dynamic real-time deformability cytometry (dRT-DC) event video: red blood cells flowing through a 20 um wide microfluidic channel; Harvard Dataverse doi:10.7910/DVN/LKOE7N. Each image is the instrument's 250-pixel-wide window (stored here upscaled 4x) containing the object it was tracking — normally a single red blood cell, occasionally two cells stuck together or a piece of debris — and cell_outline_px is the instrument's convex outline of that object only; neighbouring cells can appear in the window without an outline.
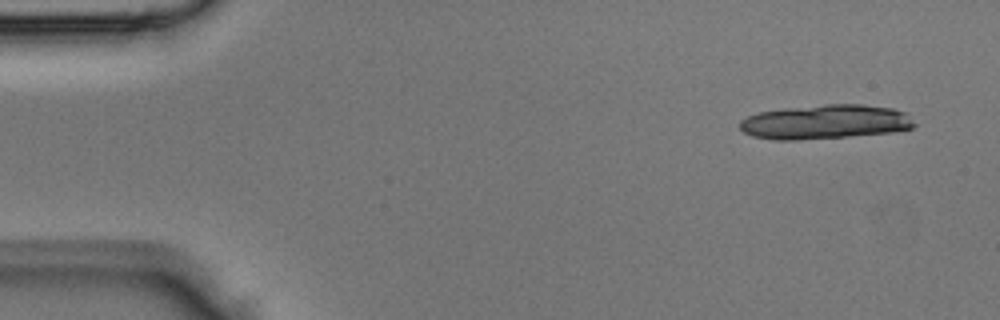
{"species": "Egyptian fruit bat (a non-hibernating species)", "species_latin": "Rousettus aegyptiacus", "temperature_condition": "room temperature", "stored_images_in_passage": 4, "camera_frame_rate_fps": 3000, "um_per_image_px": 0.085, "animal": {"sex": "male"}, "frame": {"image": 1, "passage_image": 1, "time_ms": 0.0, "image_size_px": [1000, 320], "cell_outline_px": [[916, 124], [912, 128], [892, 132], [848, 136], [796, 140], [772, 140], [752, 136], [744, 132], [740, 128], [740, 120], [748, 116], [760, 112], [784, 108], [824, 104], [864, 104], [892, 108], [904, 112]], "centroid_in_image_um": [70.12, 10.36], "position_along_channel_um": 14.9, "area_um2": 34.91}}